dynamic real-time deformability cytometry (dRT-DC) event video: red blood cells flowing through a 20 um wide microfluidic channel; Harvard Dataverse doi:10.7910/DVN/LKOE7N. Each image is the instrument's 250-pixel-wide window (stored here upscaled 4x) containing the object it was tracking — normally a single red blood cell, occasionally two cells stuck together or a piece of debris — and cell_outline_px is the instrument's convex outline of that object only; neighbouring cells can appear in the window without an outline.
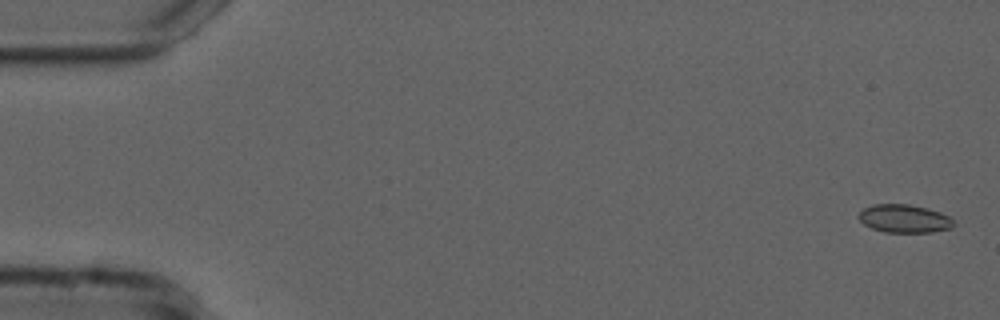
{"species": "common noctule bat (a hibernating species)", "species_latin": "Nyctalus noctula", "temperature_condition": "cold", "stored_images_in_passage": 18, "camera_frame_rate_fps": 3000, "um_per_image_px": 0.085, "animal": {"sex": "male", "forearm_length_mm": 52.5}, "frame": {"image": 1, "passage_image": 2, "time_ms": 0.333, "image_size_px": [1000, 320], "cell_outline_px": [[956, 224], [952, 228], [932, 232], [884, 232], [872, 228], [864, 224], [856, 216], [864, 208], [872, 204], [908, 204], [928, 208], [940, 212], [948, 216]], "centroid_in_image_um": [76.86, 18.58], "position_along_channel_um": 8.1, "area_um2": 15.66}}
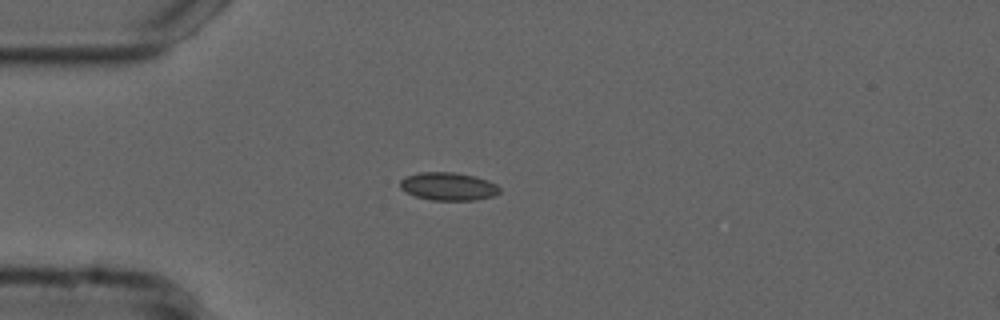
{"frame": {"image": 2, "passage_image": 15, "time_ms": 4.667, "image_size_px": [1000, 320], "cell_outline_px": [[500, 192], [492, 196], [476, 200], [432, 200], [416, 196], [404, 192], [400, 188], [400, 180], [404, 176], [416, 172], [456, 172], [476, 176], [488, 180], [496, 184], [500, 188]], "centroid_in_image_um": [38.08, 15.83], "position_along_channel_um": 46.9, "area_um2": 16.47}}